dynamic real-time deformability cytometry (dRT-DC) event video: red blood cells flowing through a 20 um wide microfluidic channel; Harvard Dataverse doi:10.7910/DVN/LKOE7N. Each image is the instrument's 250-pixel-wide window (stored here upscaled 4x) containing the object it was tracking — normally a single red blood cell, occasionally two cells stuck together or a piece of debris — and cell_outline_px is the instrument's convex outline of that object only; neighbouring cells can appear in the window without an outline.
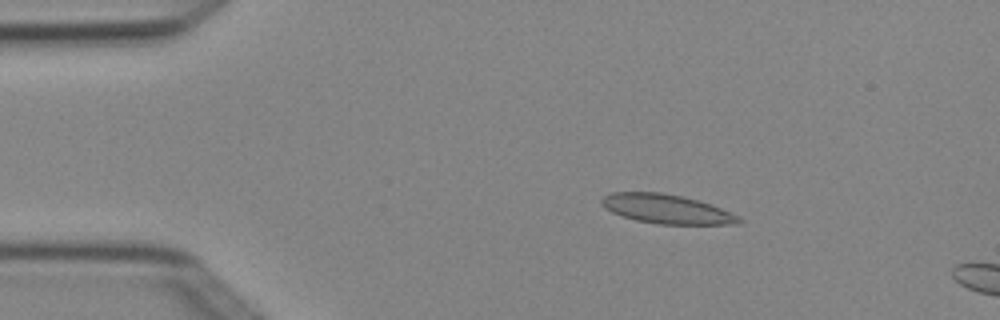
{"species": "Egyptian fruit bat (a non-hibernating species)", "species_latin": "Rousettus aegyptiacus", "temperature_condition": "cold", "stored_images_in_passage": 5, "camera_frame_rate_fps": 3000, "um_per_image_px": 0.085, "animal": {"sex": "female"}, "frame": {"image": 1, "passage_image": 3, "time_ms": 0.667, "image_size_px": [1000, 320], "cell_outline_px": [[744, 220], [740, 224], [656, 224], [636, 220], [612, 212], [604, 208], [600, 200], [604, 196], [612, 192], [660, 192], [680, 196], [696, 200], [720, 208]], "centroid_in_image_um": [56.61, 17.77], "position_along_channel_um": 28.4, "area_um2": 23.0}}